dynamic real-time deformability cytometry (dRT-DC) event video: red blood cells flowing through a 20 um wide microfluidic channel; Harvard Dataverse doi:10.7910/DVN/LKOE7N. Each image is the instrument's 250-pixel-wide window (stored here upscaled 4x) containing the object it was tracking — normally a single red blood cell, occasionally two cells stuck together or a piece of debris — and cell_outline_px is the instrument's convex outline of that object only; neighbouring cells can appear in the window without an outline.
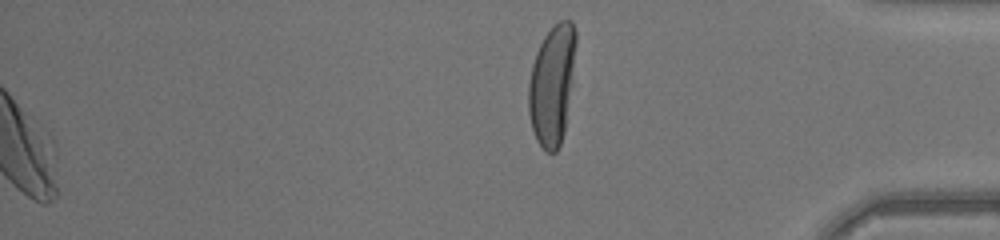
{"species": "human", "species_latin": "Homo sapiens", "temperature_condition": "warm", "stored_images_in_passage": 45, "segment_of_instrument_passage": [2, 2], "camera_frame_rate_fps": 3000, "um_per_image_px": 0.085, "donor": {"sex": "male"}, "frame": {"image": 1, "passage_image": 45, "time_ms": 14.667, "image_size_px": [1000, 240], "cell_outline_px": [[576, 44], [564, 132], [560, 144], [556, 152], [548, 152], [536, 140], [532, 128], [528, 112], [528, 84], [532, 64], [536, 52], [544, 36], [560, 20], [572, 20], [576, 32]], "centroid_in_image_um": [46.9, 7.19], "position_along_channel_um": 388.3, "area_um2": 32.6}}